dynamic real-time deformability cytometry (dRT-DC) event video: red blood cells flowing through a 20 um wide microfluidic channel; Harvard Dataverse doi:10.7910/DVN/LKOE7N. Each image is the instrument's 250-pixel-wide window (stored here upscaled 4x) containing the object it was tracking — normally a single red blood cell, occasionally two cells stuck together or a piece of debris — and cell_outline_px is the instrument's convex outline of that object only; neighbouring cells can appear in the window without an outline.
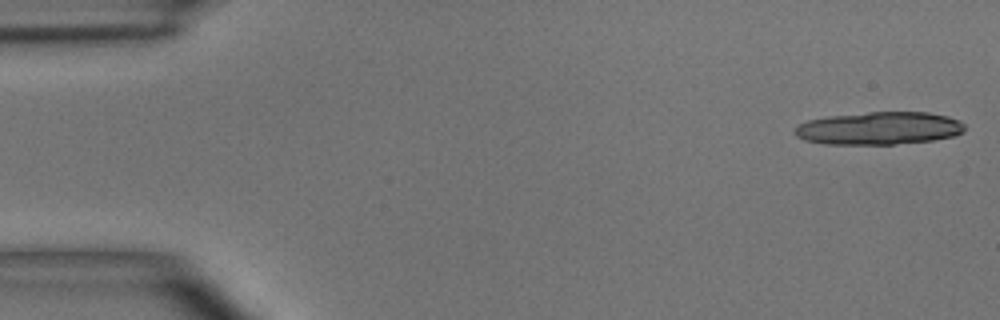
{"species": "common noctule bat (a hibernating species)", "species_latin": "Nyctalus noctula", "temperature_condition": "room temperature", "stored_images_in_passage": 7, "camera_frame_rate_fps": 3000, "um_per_image_px": 0.085, "animal": {"sex": "male", "body_mass_g": 15.6}, "frame": {"image": 1, "passage_image": 1, "time_ms": 0.0, "image_size_px": [1000, 320], "cell_outline_px": [[964, 132], [952, 136], [932, 140], [892, 144], [824, 144], [804, 140], [796, 136], [792, 132], [796, 124], [808, 120], [828, 116], [868, 112], [928, 112], [948, 116], [960, 120], [964, 124]], "centroid_in_image_um": [74.68, 10.9], "position_along_channel_um": 10.3, "area_um2": 32.66}}
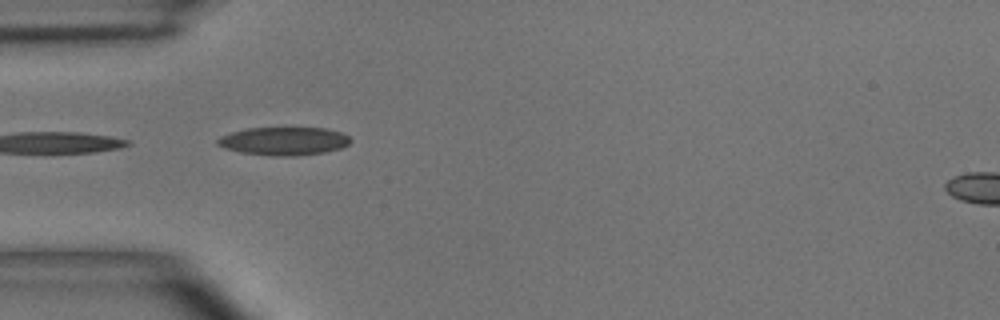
{"frame": {"image": 2, "passage_image": 5, "time_ms": 4.667, "image_size_px": [1000, 320], "cell_outline_px": [[352, 140], [348, 144], [340, 148], [324, 152], [296, 156], [276, 156], [240, 152], [224, 148], [216, 144], [216, 140], [220, 136], [232, 132], [248, 128], [324, 128], [340, 132], [348, 136]], "centroid_in_image_um": [24.11, 11.99], "position_along_channel_um": 60.9, "area_um2": 21.73}}
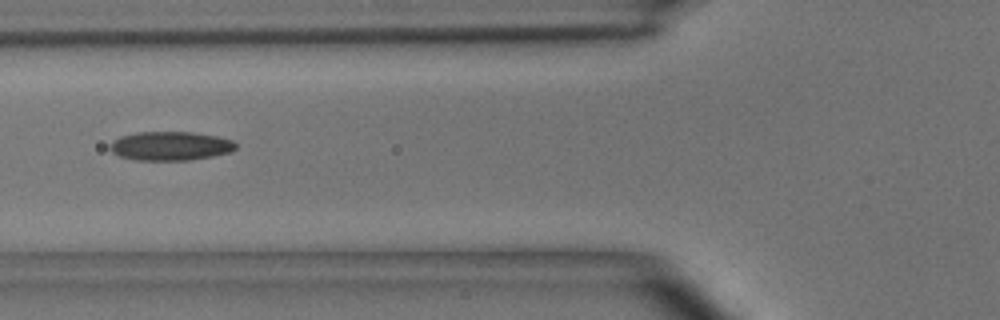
{"frame": {"image": 3, "passage_image": 6, "time_ms": 6.0, "image_size_px": [1000, 320], "cell_outline_px": [[236, 148], [232, 152], [212, 156], [188, 160], [136, 160], [120, 156], [112, 152], [108, 148], [112, 140], [120, 136], [136, 132], [192, 132], [216, 136], [232, 140], [236, 144]], "centroid_in_image_um": [14.46, 12.4], "position_along_channel_um": 111.3, "area_um2": 21.27}}